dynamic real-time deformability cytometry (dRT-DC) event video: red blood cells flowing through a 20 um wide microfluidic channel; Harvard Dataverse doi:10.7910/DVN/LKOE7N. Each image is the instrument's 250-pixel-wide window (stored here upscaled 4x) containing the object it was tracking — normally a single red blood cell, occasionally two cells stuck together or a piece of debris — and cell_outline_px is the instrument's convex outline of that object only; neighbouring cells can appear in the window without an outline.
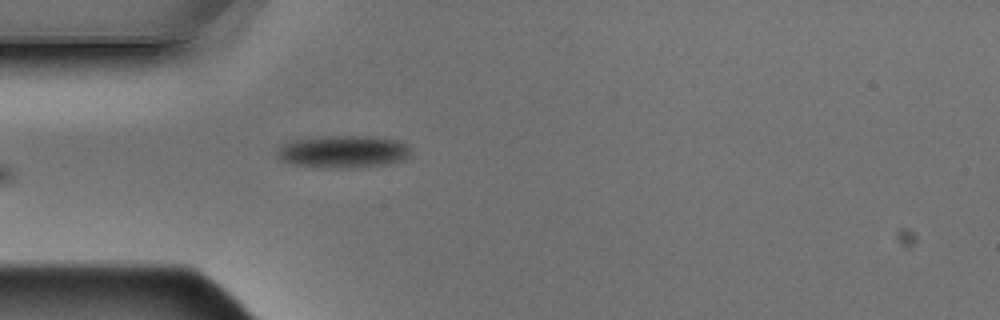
{"species": "Egyptian fruit bat (a non-hibernating species)", "species_latin": "Rousettus aegyptiacus", "temperature_condition": "warm", "stored_images_in_passage": 4, "camera_frame_rate_fps": 3000, "um_per_image_px": 0.085, "animal": {"sex": "male"}, "frame": {"image": 1, "passage_image": 4, "time_ms": 1.0, "image_size_px": [1000, 320], "cell_outline_px": [[412, 156], [404, 160], [388, 164], [344, 168], [312, 168], [288, 164], [280, 160], [276, 156], [276, 152], [288, 140], [324, 136], [376, 136], [400, 140], [408, 144], [412, 148]], "centroid_in_image_um": [29.19, 12.89], "position_along_channel_um": 55.8, "area_um2": 26.18}}